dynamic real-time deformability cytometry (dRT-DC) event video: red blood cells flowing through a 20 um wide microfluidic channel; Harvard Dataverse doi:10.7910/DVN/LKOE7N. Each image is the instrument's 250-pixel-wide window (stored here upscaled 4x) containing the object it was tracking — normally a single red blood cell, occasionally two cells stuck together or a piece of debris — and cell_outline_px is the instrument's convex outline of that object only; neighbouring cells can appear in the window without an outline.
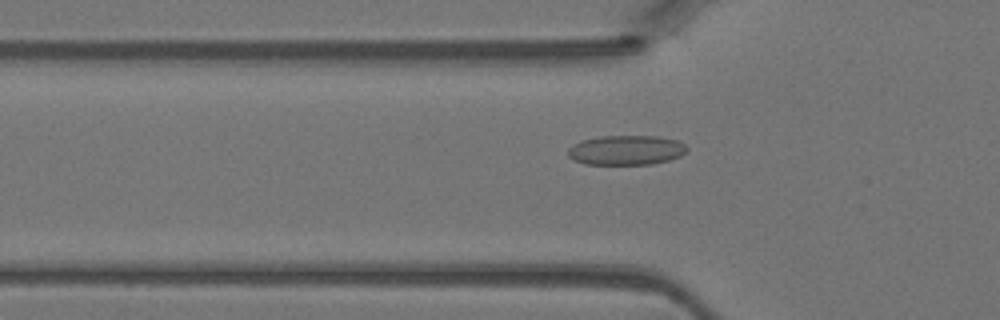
{"species": "Egyptian fruit bat (a non-hibernating species)", "species_latin": "Rousettus aegyptiacus", "temperature_condition": "warm", "stored_images_in_passage": 35, "camera_frame_rate_fps": 3000, "um_per_image_px": 0.085, "animal": {"sex": "female"}, "frame": {"image": 1, "passage_image": 5, "time_ms": 1.333, "image_size_px": [1000, 320], "cell_outline_px": [[688, 148], [680, 156], [668, 160], [652, 164], [584, 164], [568, 156], [568, 148], [572, 144], [580, 140], [600, 136], [660, 136], [676, 140], [684, 144]], "centroid_in_image_um": [53.2, 12.75], "position_along_channel_um": 72.6, "area_um2": 20.58}}
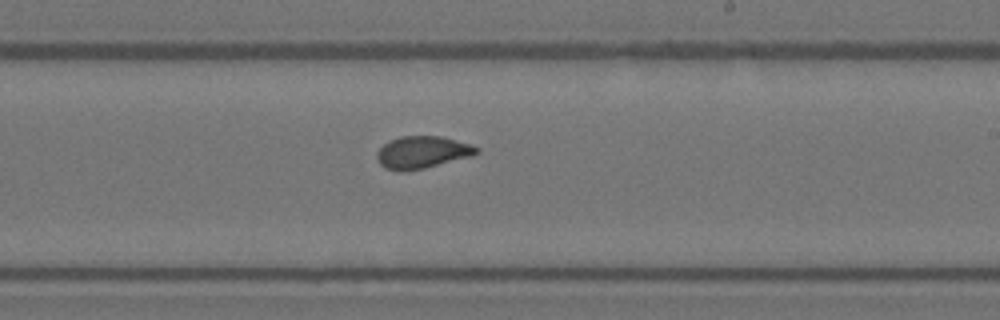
{"frame": {"image": 2, "passage_image": 17, "time_ms": 5.333, "image_size_px": [1000, 320], "cell_outline_px": [[480, 152], [472, 156], [424, 168], [400, 172], [384, 168], [380, 164], [376, 156], [376, 152], [388, 140], [400, 136], [440, 136], [472, 144], [480, 148]], "centroid_in_image_um": [35.89, 12.94], "position_along_channel_um": 253.1, "area_um2": 18.9}}
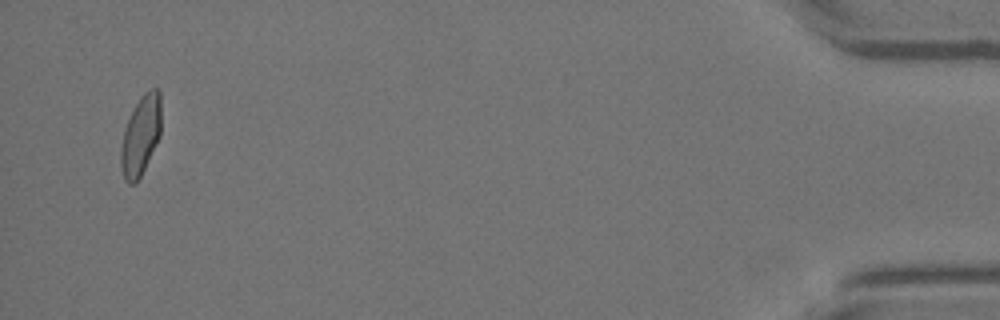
{"frame": {"image": 3, "passage_image": 34, "time_ms": 11.0, "image_size_px": [1000, 320], "cell_outline_px": [[160, 136], [136, 184], [128, 184], [124, 180], [120, 164], [120, 148], [124, 128], [136, 104], [144, 92], [152, 88], [160, 88]], "centroid_in_image_um": [11.94, 11.53], "position_along_channel_um": 423.3, "area_um2": 18.61}}